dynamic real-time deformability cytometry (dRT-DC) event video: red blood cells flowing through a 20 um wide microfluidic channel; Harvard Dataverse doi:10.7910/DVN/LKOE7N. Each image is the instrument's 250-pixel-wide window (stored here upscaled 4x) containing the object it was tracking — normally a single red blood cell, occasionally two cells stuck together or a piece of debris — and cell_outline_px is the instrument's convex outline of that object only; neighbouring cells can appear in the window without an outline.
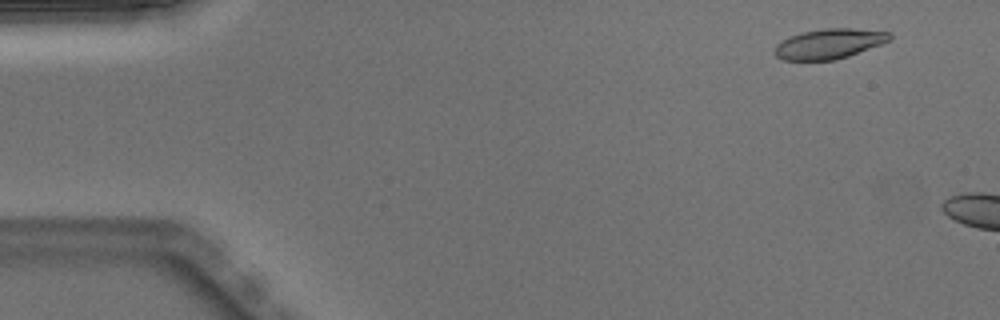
{"species": "Egyptian fruit bat (a non-hibernating species)", "species_latin": "Rousettus aegyptiacus", "temperature_condition": "warm", "stored_images_in_passage": 8, "camera_frame_rate_fps": 3000, "um_per_image_px": 0.085, "animal": {"sex": "male"}, "frame": {"image": 1, "passage_image": 4, "time_ms": 1.0, "image_size_px": [1000, 320], "cell_outline_px": [[892, 36], [888, 40], [880, 44], [848, 56], [836, 60], [784, 60], [776, 56], [776, 44], [800, 32], [824, 28], [852, 28], [892, 32]], "centroid_in_image_um": [70.49, 3.71], "position_along_channel_um": 14.5, "area_um2": 19.88}}